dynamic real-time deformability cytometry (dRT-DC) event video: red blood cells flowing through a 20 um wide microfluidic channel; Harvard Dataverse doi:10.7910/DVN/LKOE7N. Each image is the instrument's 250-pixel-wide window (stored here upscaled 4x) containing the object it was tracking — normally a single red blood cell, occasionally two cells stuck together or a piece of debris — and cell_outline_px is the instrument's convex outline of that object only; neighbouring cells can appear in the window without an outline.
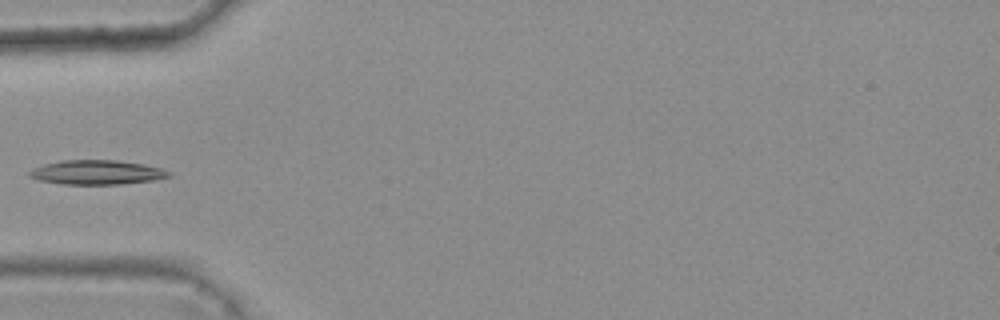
{"species": "common noctule bat (a hibernating species)", "species_latin": "Nyctalus noctula", "temperature_condition": "warm", "stored_images_in_passage": 3, "camera_frame_rate_fps": 3000, "um_per_image_px": 0.085, "animal": {"sex": "female", "body_mass_g": 25.1}, "frame": {"image": 1, "passage_image": 2, "time_ms": 0.333, "image_size_px": [1000, 320], "cell_outline_px": [[172, 176], [152, 180], [120, 184], [64, 184], [40, 180], [28, 176], [28, 172], [32, 168], [44, 164], [60, 160], [116, 160], [144, 164], [160, 168], [172, 172]], "centroid_in_image_um": [8.22, 14.64], "position_along_channel_um": 76.8, "area_um2": 19.77}}
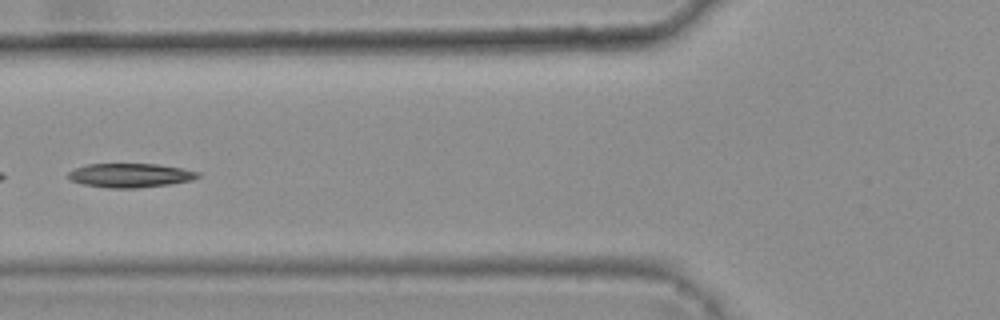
{"frame": {"image": 2, "passage_image": 3, "time_ms": 0.667, "image_size_px": [1000, 320], "cell_outline_px": [[200, 176], [192, 180], [168, 184], [136, 188], [108, 188], [84, 184], [72, 180], [68, 176], [68, 172], [76, 168], [88, 164], [156, 164], [180, 168], [200, 172]], "centroid_in_image_um": [11.08, 14.9], "position_along_channel_um": 114.7, "area_um2": 17.92}}